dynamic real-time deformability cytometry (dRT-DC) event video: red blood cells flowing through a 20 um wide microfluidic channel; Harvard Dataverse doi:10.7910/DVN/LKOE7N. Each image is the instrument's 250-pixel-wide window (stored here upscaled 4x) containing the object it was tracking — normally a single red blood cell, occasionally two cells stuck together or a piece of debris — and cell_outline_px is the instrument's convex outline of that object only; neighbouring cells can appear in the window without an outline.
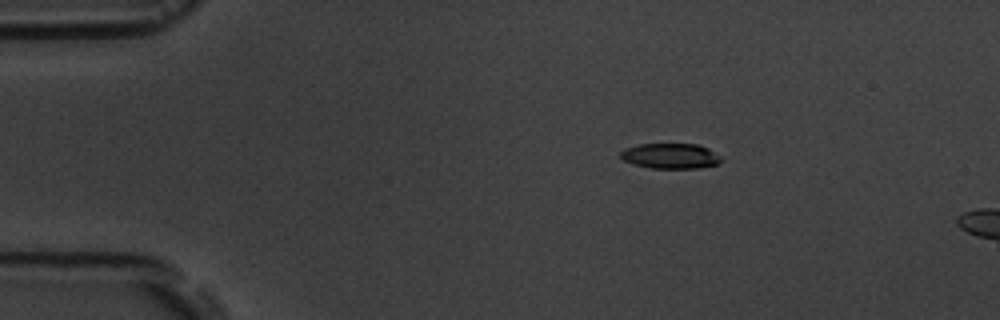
{"species": "common noctule bat (a hibernating species)", "species_latin": "Nyctalus noctula", "temperature_condition": "room temperature", "stored_images_in_passage": 3, "camera_frame_rate_fps": 3000, "um_per_image_px": 0.085, "animal": {"sex": "male", "body_mass_g": 19.5, "forearm_length_mm": 54.6}, "frame": {"image": 1, "passage_image": 1, "time_ms": 0.0, "image_size_px": [1000, 320], "cell_outline_px": [[720, 160], [716, 164], [696, 168], [652, 168], [632, 164], [624, 160], [620, 156], [620, 152], [624, 148], [640, 144], [696, 144], [708, 148], [720, 156]], "centroid_in_image_um": [56.94, 13.25], "position_along_channel_um": 28.1, "area_um2": 14.68}}